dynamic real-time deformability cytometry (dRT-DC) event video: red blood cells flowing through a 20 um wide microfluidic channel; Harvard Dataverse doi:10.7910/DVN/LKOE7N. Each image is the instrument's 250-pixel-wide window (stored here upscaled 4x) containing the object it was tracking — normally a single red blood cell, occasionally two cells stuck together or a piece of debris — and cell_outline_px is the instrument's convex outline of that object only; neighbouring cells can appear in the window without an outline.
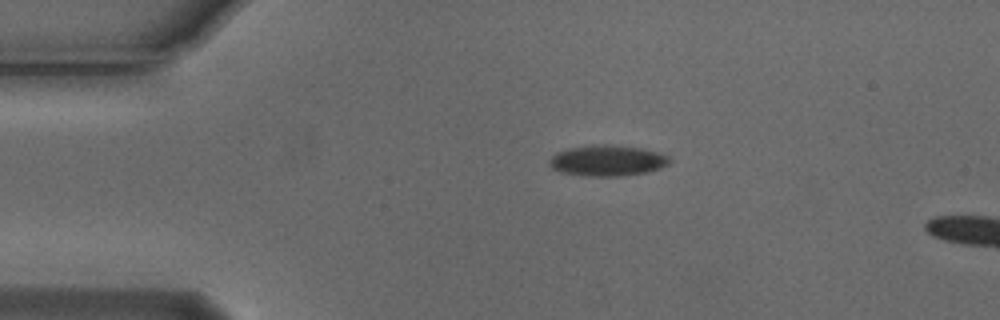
{"species": "Egyptian fruit bat (a non-hibernating species)", "species_latin": "Rousettus aegyptiacus", "temperature_condition": "cold", "stored_images_in_passage": 3, "camera_frame_rate_fps": 3000, "um_per_image_px": 0.085, "animal": {"sex": "male"}, "frame": {"image": 1, "passage_image": 1, "time_ms": 0.0, "image_size_px": [1000, 320], "cell_outline_px": [[672, 160], [668, 164], [660, 168], [648, 172], [620, 176], [588, 176], [560, 172], [552, 168], [548, 164], [548, 160], [556, 152], [572, 148], [604, 144], [644, 148], [668, 156]], "centroid_in_image_um": [51.63, 13.66], "position_along_channel_um": 33.4, "area_um2": 21.5}}